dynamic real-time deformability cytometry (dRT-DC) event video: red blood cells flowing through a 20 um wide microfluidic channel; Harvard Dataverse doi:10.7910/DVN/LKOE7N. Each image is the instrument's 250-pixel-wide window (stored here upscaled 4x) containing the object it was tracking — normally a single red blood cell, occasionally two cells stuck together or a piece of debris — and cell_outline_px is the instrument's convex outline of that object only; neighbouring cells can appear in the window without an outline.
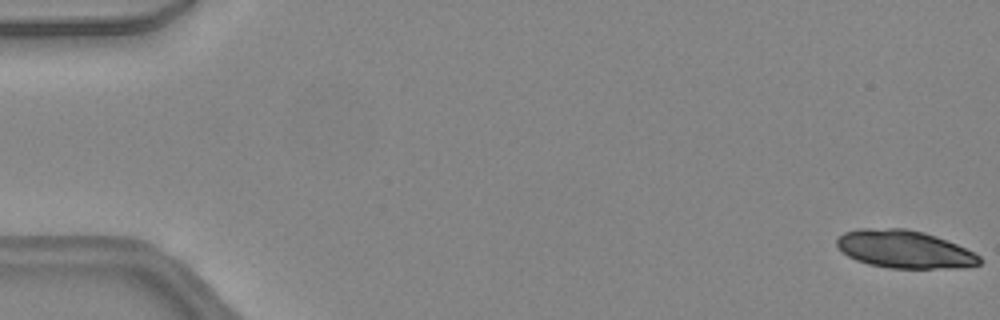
{"species": "common noctule bat (a hibernating species)", "species_latin": "Nyctalus noctula", "temperature_condition": "warm", "stored_images_in_passage": 14, "camera_frame_rate_fps": 3000, "um_per_image_px": 0.085, "animal": {"sex": "female", "body_mass_g": 24.6, "forearm_length_mm": 56.2}, "frame": {"image": 1, "passage_image": 1, "time_ms": 0.0, "image_size_px": [1000, 320], "cell_outline_px": [[984, 260], [980, 264], [964, 268], [888, 268], [868, 264], [856, 260], [848, 256], [836, 244], [836, 240], [844, 232], [856, 228], [904, 228], [924, 232], [936, 236], [956, 244], [980, 256]], "centroid_in_image_um": [76.88, 21.19], "position_along_channel_um": 8.1, "area_um2": 31.56}}